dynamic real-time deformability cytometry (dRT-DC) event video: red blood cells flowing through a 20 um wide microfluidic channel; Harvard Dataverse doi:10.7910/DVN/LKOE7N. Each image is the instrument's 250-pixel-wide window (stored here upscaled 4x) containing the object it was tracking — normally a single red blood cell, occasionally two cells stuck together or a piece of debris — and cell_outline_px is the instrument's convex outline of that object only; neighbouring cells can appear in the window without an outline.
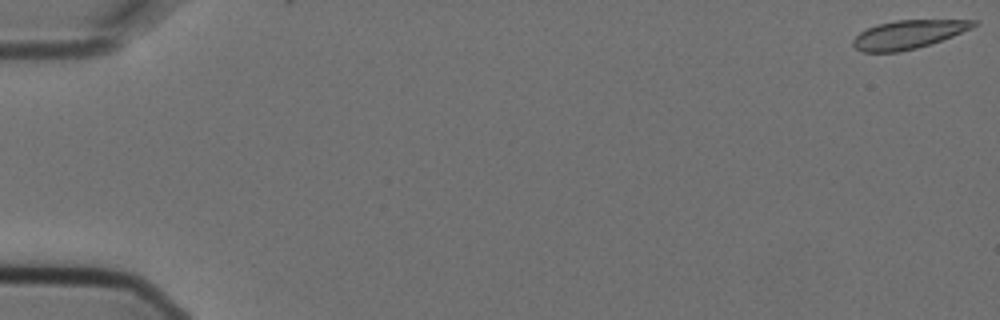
{"species": "Egyptian fruit bat (a non-hibernating species)", "species_latin": "Rousettus aegyptiacus", "temperature_condition": "cold", "stored_images_in_passage": 2, "camera_frame_rate_fps": 3000, "um_per_image_px": 0.085, "animal": {"sex": "female"}, "frame": {"image": 1, "passage_image": 1, "time_ms": 0.0, "image_size_px": [1000, 320], "cell_outline_px": [[980, 20], [972, 28], [952, 36], [916, 48], [900, 52], [864, 52], [856, 48], [852, 44], [852, 40], [860, 32], [876, 24], [896, 20]], "centroid_in_image_um": [77.18, 2.92], "position_along_channel_um": 7.8, "area_um2": 19.83}}